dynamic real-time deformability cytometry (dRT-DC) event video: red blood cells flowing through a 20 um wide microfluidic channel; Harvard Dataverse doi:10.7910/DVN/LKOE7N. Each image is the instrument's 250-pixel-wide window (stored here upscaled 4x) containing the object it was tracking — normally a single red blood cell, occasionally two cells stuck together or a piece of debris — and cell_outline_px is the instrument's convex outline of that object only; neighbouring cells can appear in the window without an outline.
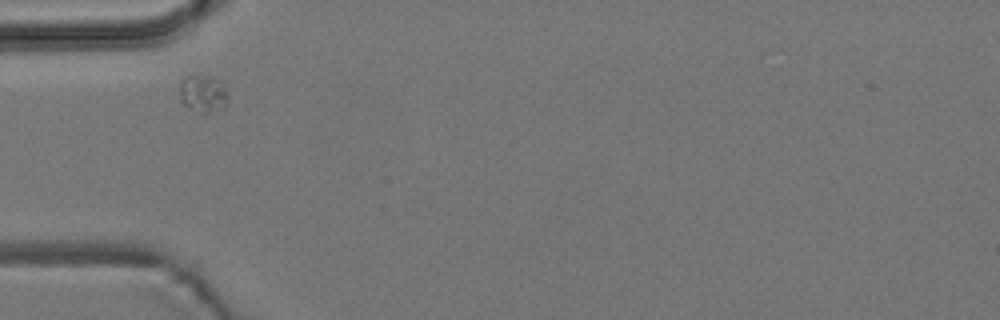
{"species": "common noctule bat (a hibernating species)", "species_latin": "Nyctalus noctula", "temperature_condition": "room temperature", "stored_images_in_passage": 11, "camera_frame_rate_fps": 3000, "um_per_image_px": 0.085, "animal": {"sex": "male", "body_mass_g": 19.2, "forearm_length_mm": 51.8}, "frame": {"image": 1, "passage_image": 1, "time_ms": 0.0, "image_size_px": [1000, 320], "cell_outline_px": [[228, 100], [224, 108], [204, 116], [184, 104], [180, 100], [180, 84], [184, 76], [212, 76], [220, 80], [228, 96]], "centroid_in_image_um": [17.27, 8.0], "position_along_channel_um": 67.7, "area_um2": 10.75}}